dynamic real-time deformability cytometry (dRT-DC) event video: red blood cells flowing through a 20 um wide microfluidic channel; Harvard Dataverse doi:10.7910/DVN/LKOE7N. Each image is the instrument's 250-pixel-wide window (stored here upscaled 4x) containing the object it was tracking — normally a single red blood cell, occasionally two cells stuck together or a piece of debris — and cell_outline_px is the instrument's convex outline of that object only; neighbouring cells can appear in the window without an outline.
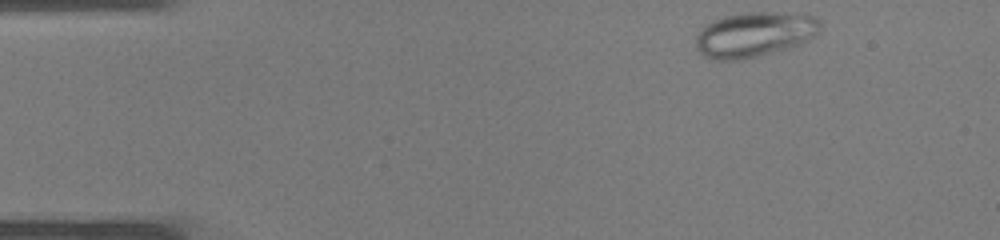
{"species": "common noctule bat (a hibernating species)", "species_latin": "Nyctalus noctula", "temperature_condition": "warm", "stored_images_in_passage": 34, "camera_frame_rate_fps": 3000, "um_per_image_px": 0.085, "animal": {"sex": "male", "body_mass_g": 19.0, "forearm_length_mm": 50.8}, "frame": {"image": 1, "passage_image": 1, "time_ms": 0.0, "image_size_px": [1000, 240], "cell_outline_px": [[820, 32], [808, 40], [792, 48], [756, 56], [736, 60], [716, 60], [704, 56], [696, 48], [696, 36], [704, 24], [724, 16], [748, 12], [804, 12], [816, 16], [820, 20]], "centroid_in_image_um": [64.19, 2.9], "position_along_channel_um": 20.8, "area_um2": 33.18}}
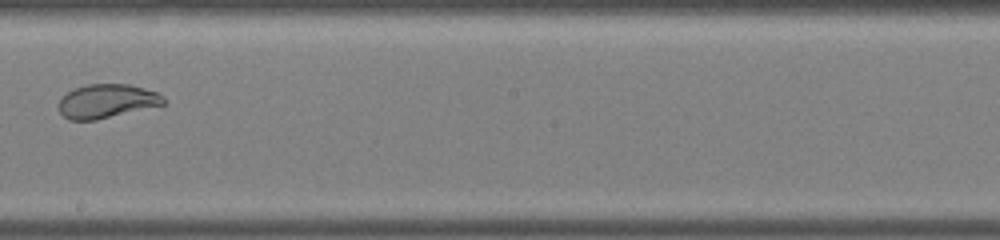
{"frame": {"image": 2, "passage_image": 18, "time_ms": 5.667, "image_size_px": [1000, 240], "cell_outline_px": [[164, 104], [96, 120], [68, 120], [60, 112], [60, 100], [68, 92], [76, 88], [88, 84], [128, 84], [156, 92], [164, 96]], "centroid_in_image_um": [9.07, 8.6], "position_along_channel_um": 239.1, "area_um2": 20.29}}
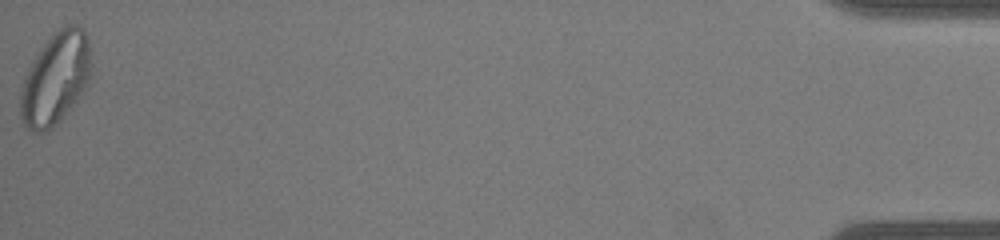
{"frame": {"image": 3, "passage_image": 34, "time_ms": 11.0, "image_size_px": [1000, 240], "cell_outline_px": [[92, 76], [88, 84], [80, 96], [44, 132], [32, 132], [24, 124], [20, 116], [20, 88], [24, 76], [32, 60], [40, 48], [52, 32], [64, 24], [76, 24], [84, 28], [88, 40]], "centroid_in_image_um": [4.71, 6.58], "position_along_channel_um": 430.5, "area_um2": 37.92}}